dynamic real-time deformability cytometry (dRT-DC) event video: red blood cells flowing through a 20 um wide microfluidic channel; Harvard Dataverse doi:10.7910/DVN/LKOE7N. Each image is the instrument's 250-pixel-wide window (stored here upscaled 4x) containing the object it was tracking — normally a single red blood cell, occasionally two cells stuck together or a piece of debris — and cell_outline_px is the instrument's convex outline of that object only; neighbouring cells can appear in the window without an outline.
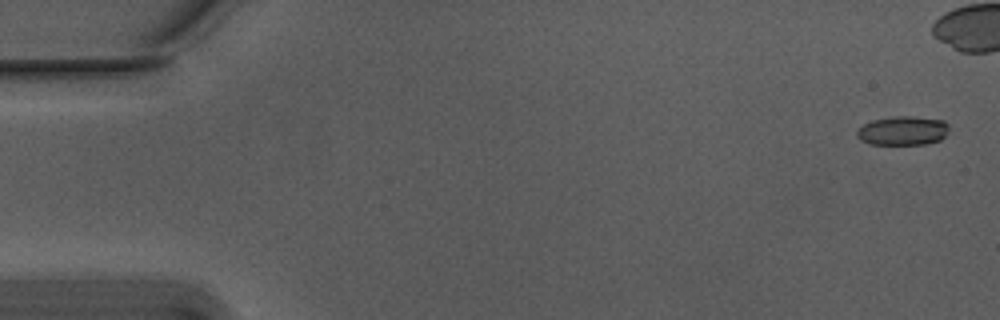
{"species": "Egyptian fruit bat (a non-hibernating species)", "species_latin": "Rousettus aegyptiacus", "temperature_condition": "warm", "stored_images_in_passage": 45, "camera_frame_rate_fps": 3000, "um_per_image_px": 0.085, "animal": {"sex": "male"}, "frame": {"image": 1, "passage_image": 2, "time_ms": 0.333, "image_size_px": [1000, 320], "cell_outline_px": [[948, 132], [940, 140], [928, 144], [868, 144], [860, 140], [856, 136], [856, 132], [864, 124], [872, 120], [892, 116], [912, 116], [944, 120], [948, 124]], "centroid_in_image_um": [76.74, 11.11], "position_along_channel_um": 8.3, "area_um2": 15.72}}
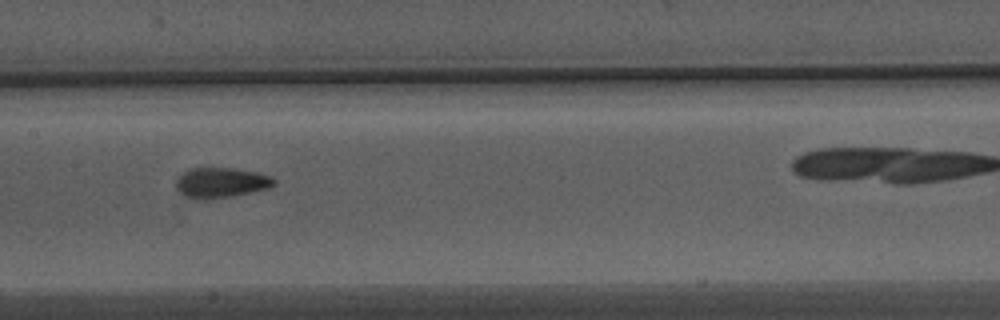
{"frame": {"image": 2, "passage_image": 28, "time_ms": 9.0, "image_size_px": [1000, 320], "cell_outline_px": [[276, 184], [268, 188], [228, 196], [200, 200], [184, 196], [176, 188], [176, 180], [188, 168], [232, 168], [256, 172], [272, 176], [276, 180]], "centroid_in_image_um": [18.77, 15.51], "position_along_channel_um": 188.6, "area_um2": 17.05}}
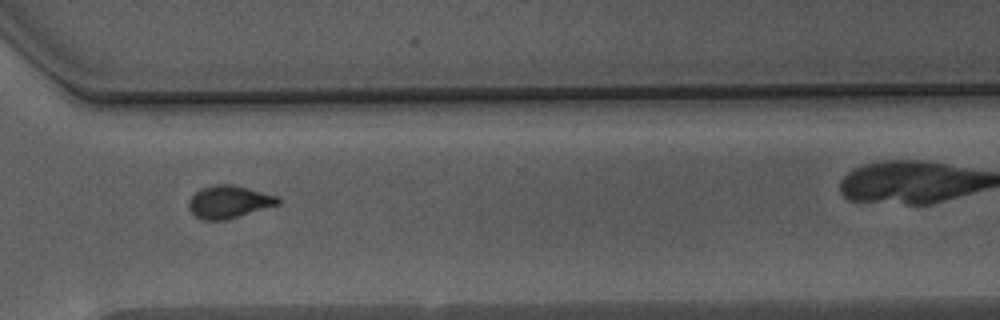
{"frame": {"image": 3, "passage_image": 41, "time_ms": 13.333, "image_size_px": [1000, 320], "cell_outline_px": [[280, 204], [228, 220], [204, 220], [196, 216], [188, 208], [188, 200], [200, 188], [216, 184], [232, 184], [248, 188], [276, 196], [280, 200]], "centroid_in_image_um": [19.45, 17.16], "position_along_channel_um": 351.2, "area_um2": 16.99}}